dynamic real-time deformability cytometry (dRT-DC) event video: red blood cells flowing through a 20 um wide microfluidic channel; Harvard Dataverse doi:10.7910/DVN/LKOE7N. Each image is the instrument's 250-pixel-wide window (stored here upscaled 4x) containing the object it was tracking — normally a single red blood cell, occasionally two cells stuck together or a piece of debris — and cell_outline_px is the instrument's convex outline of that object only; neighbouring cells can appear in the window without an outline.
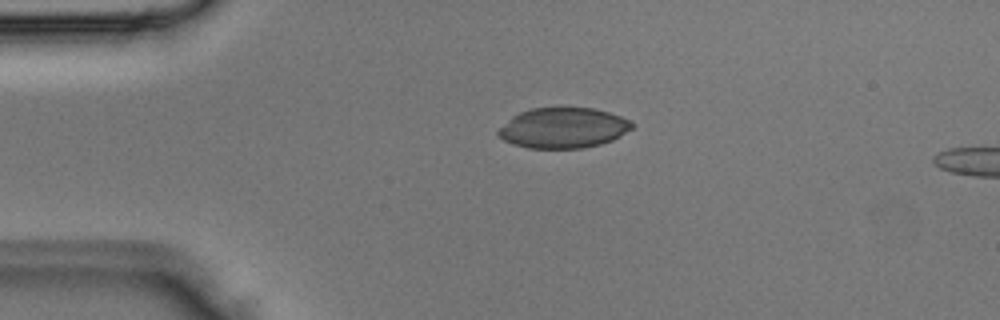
{"species": "Egyptian fruit bat (a non-hibernating species)", "species_latin": "Rousettus aegyptiacus", "temperature_condition": "room temperature", "stored_images_in_passage": 2, "camera_frame_rate_fps": 3000, "um_per_image_px": 0.085, "animal": {"sex": "male"}, "frame": {"image": 1, "passage_image": 1, "time_ms": 0.0, "image_size_px": [1000, 320], "cell_outline_px": [[636, 124], [632, 128], [620, 136], [612, 140], [600, 144], [580, 148], [528, 148], [512, 144], [496, 136], [496, 132], [512, 116], [520, 112], [532, 108], [596, 108], [620, 116]], "centroid_in_image_um": [47.86, 10.87], "position_along_channel_um": 37.1, "area_um2": 31.44}}